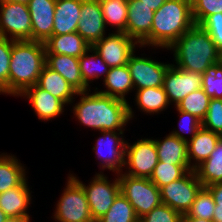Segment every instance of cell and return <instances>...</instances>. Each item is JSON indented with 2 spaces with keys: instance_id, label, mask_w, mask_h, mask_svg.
Masks as SVG:
<instances>
[{
  "instance_id": "1",
  "label": "cell",
  "mask_w": 222,
  "mask_h": 222,
  "mask_svg": "<svg viewBox=\"0 0 222 222\" xmlns=\"http://www.w3.org/2000/svg\"><path fill=\"white\" fill-rule=\"evenodd\" d=\"M79 101L71 102L72 112L81 125L101 131H125L126 125L135 117L128 101L103 95L94 89L78 92Z\"/></svg>"
},
{
  "instance_id": "2",
  "label": "cell",
  "mask_w": 222,
  "mask_h": 222,
  "mask_svg": "<svg viewBox=\"0 0 222 222\" xmlns=\"http://www.w3.org/2000/svg\"><path fill=\"white\" fill-rule=\"evenodd\" d=\"M167 50L173 51L174 66L185 71L203 74L221 61V52L211 40L208 32L194 24Z\"/></svg>"
},
{
  "instance_id": "3",
  "label": "cell",
  "mask_w": 222,
  "mask_h": 222,
  "mask_svg": "<svg viewBox=\"0 0 222 222\" xmlns=\"http://www.w3.org/2000/svg\"><path fill=\"white\" fill-rule=\"evenodd\" d=\"M194 24L191 0H166L155 11L151 33L139 48L168 49Z\"/></svg>"
},
{
  "instance_id": "4",
  "label": "cell",
  "mask_w": 222,
  "mask_h": 222,
  "mask_svg": "<svg viewBox=\"0 0 222 222\" xmlns=\"http://www.w3.org/2000/svg\"><path fill=\"white\" fill-rule=\"evenodd\" d=\"M8 79V95L19 96L38 82L42 68L46 64V48L43 42L14 41Z\"/></svg>"
},
{
  "instance_id": "5",
  "label": "cell",
  "mask_w": 222,
  "mask_h": 222,
  "mask_svg": "<svg viewBox=\"0 0 222 222\" xmlns=\"http://www.w3.org/2000/svg\"><path fill=\"white\" fill-rule=\"evenodd\" d=\"M51 218L55 222H95L82 185L70 174Z\"/></svg>"
},
{
  "instance_id": "6",
  "label": "cell",
  "mask_w": 222,
  "mask_h": 222,
  "mask_svg": "<svg viewBox=\"0 0 222 222\" xmlns=\"http://www.w3.org/2000/svg\"><path fill=\"white\" fill-rule=\"evenodd\" d=\"M120 192L133 206L138 219L162 203L160 189L149 179L119 173Z\"/></svg>"
},
{
  "instance_id": "7",
  "label": "cell",
  "mask_w": 222,
  "mask_h": 222,
  "mask_svg": "<svg viewBox=\"0 0 222 222\" xmlns=\"http://www.w3.org/2000/svg\"><path fill=\"white\" fill-rule=\"evenodd\" d=\"M71 175L82 185L92 218L96 222L109 210L116 196L120 193L118 174L115 173L117 177L115 176L113 181H109L104 173H96L88 185L78 179L79 177L75 174L72 173Z\"/></svg>"
},
{
  "instance_id": "8",
  "label": "cell",
  "mask_w": 222,
  "mask_h": 222,
  "mask_svg": "<svg viewBox=\"0 0 222 222\" xmlns=\"http://www.w3.org/2000/svg\"><path fill=\"white\" fill-rule=\"evenodd\" d=\"M158 161L154 139L142 138L133 144L126 141L124 156V169L126 171L122 173L150 179Z\"/></svg>"
},
{
  "instance_id": "9",
  "label": "cell",
  "mask_w": 222,
  "mask_h": 222,
  "mask_svg": "<svg viewBox=\"0 0 222 222\" xmlns=\"http://www.w3.org/2000/svg\"><path fill=\"white\" fill-rule=\"evenodd\" d=\"M0 36L15 41H32V22L27 5L0 0Z\"/></svg>"
},
{
  "instance_id": "10",
  "label": "cell",
  "mask_w": 222,
  "mask_h": 222,
  "mask_svg": "<svg viewBox=\"0 0 222 222\" xmlns=\"http://www.w3.org/2000/svg\"><path fill=\"white\" fill-rule=\"evenodd\" d=\"M202 187L195 170H189L180 179L160 188L161 201L182 215L186 214Z\"/></svg>"
},
{
  "instance_id": "11",
  "label": "cell",
  "mask_w": 222,
  "mask_h": 222,
  "mask_svg": "<svg viewBox=\"0 0 222 222\" xmlns=\"http://www.w3.org/2000/svg\"><path fill=\"white\" fill-rule=\"evenodd\" d=\"M100 133L101 137L95 140L96 144L92 148L97 157L96 160L99 161L98 167L102 170L100 173H104L106 169L116 174L122 173L126 147L124 131H101Z\"/></svg>"
},
{
  "instance_id": "12",
  "label": "cell",
  "mask_w": 222,
  "mask_h": 222,
  "mask_svg": "<svg viewBox=\"0 0 222 222\" xmlns=\"http://www.w3.org/2000/svg\"><path fill=\"white\" fill-rule=\"evenodd\" d=\"M103 61L110 67L127 65L130 56L140 45L124 32L109 33L92 45Z\"/></svg>"
},
{
  "instance_id": "13",
  "label": "cell",
  "mask_w": 222,
  "mask_h": 222,
  "mask_svg": "<svg viewBox=\"0 0 222 222\" xmlns=\"http://www.w3.org/2000/svg\"><path fill=\"white\" fill-rule=\"evenodd\" d=\"M142 55L144 54H141V57L136 56L134 52L127 63L134 90L163 86L165 74L171 64L158 62Z\"/></svg>"
},
{
  "instance_id": "14",
  "label": "cell",
  "mask_w": 222,
  "mask_h": 222,
  "mask_svg": "<svg viewBox=\"0 0 222 222\" xmlns=\"http://www.w3.org/2000/svg\"><path fill=\"white\" fill-rule=\"evenodd\" d=\"M163 87L169 103L176 107L188 94L202 88V74L179 69L171 63Z\"/></svg>"
},
{
  "instance_id": "15",
  "label": "cell",
  "mask_w": 222,
  "mask_h": 222,
  "mask_svg": "<svg viewBox=\"0 0 222 222\" xmlns=\"http://www.w3.org/2000/svg\"><path fill=\"white\" fill-rule=\"evenodd\" d=\"M77 33L92 46L106 35V25L99 0H82Z\"/></svg>"
},
{
  "instance_id": "16",
  "label": "cell",
  "mask_w": 222,
  "mask_h": 222,
  "mask_svg": "<svg viewBox=\"0 0 222 222\" xmlns=\"http://www.w3.org/2000/svg\"><path fill=\"white\" fill-rule=\"evenodd\" d=\"M56 0H30L32 41L45 43L53 35Z\"/></svg>"
},
{
  "instance_id": "17",
  "label": "cell",
  "mask_w": 222,
  "mask_h": 222,
  "mask_svg": "<svg viewBox=\"0 0 222 222\" xmlns=\"http://www.w3.org/2000/svg\"><path fill=\"white\" fill-rule=\"evenodd\" d=\"M126 34L139 45L150 35L155 12L141 0H128Z\"/></svg>"
},
{
  "instance_id": "18",
  "label": "cell",
  "mask_w": 222,
  "mask_h": 222,
  "mask_svg": "<svg viewBox=\"0 0 222 222\" xmlns=\"http://www.w3.org/2000/svg\"><path fill=\"white\" fill-rule=\"evenodd\" d=\"M20 97L30 102L35 115L43 122L59 117L66 106L60 99L41 89L37 84L27 88Z\"/></svg>"
},
{
  "instance_id": "19",
  "label": "cell",
  "mask_w": 222,
  "mask_h": 222,
  "mask_svg": "<svg viewBox=\"0 0 222 222\" xmlns=\"http://www.w3.org/2000/svg\"><path fill=\"white\" fill-rule=\"evenodd\" d=\"M82 0H56L53 35L77 32Z\"/></svg>"
},
{
  "instance_id": "20",
  "label": "cell",
  "mask_w": 222,
  "mask_h": 222,
  "mask_svg": "<svg viewBox=\"0 0 222 222\" xmlns=\"http://www.w3.org/2000/svg\"><path fill=\"white\" fill-rule=\"evenodd\" d=\"M27 180L20 186L0 193V208L8 217L31 216L27 210L32 204V191Z\"/></svg>"
},
{
  "instance_id": "21",
  "label": "cell",
  "mask_w": 222,
  "mask_h": 222,
  "mask_svg": "<svg viewBox=\"0 0 222 222\" xmlns=\"http://www.w3.org/2000/svg\"><path fill=\"white\" fill-rule=\"evenodd\" d=\"M46 65L58 72L78 92L90 90L83 82L79 58L60 54H46Z\"/></svg>"
},
{
  "instance_id": "22",
  "label": "cell",
  "mask_w": 222,
  "mask_h": 222,
  "mask_svg": "<svg viewBox=\"0 0 222 222\" xmlns=\"http://www.w3.org/2000/svg\"><path fill=\"white\" fill-rule=\"evenodd\" d=\"M220 138L221 135L201 127L187 142L188 163L192 169L209 158Z\"/></svg>"
},
{
  "instance_id": "23",
  "label": "cell",
  "mask_w": 222,
  "mask_h": 222,
  "mask_svg": "<svg viewBox=\"0 0 222 222\" xmlns=\"http://www.w3.org/2000/svg\"><path fill=\"white\" fill-rule=\"evenodd\" d=\"M37 85L60 99L67 106L76 99L74 96L78 93L58 72L52 70L46 64L42 68Z\"/></svg>"
},
{
  "instance_id": "24",
  "label": "cell",
  "mask_w": 222,
  "mask_h": 222,
  "mask_svg": "<svg viewBox=\"0 0 222 222\" xmlns=\"http://www.w3.org/2000/svg\"><path fill=\"white\" fill-rule=\"evenodd\" d=\"M46 54L80 58L91 46L77 32L51 36L45 43Z\"/></svg>"
},
{
  "instance_id": "25",
  "label": "cell",
  "mask_w": 222,
  "mask_h": 222,
  "mask_svg": "<svg viewBox=\"0 0 222 222\" xmlns=\"http://www.w3.org/2000/svg\"><path fill=\"white\" fill-rule=\"evenodd\" d=\"M106 90L98 91L103 95L112 96L128 101L126 96L129 92L134 91L130 71L127 65L110 68L108 74L102 80Z\"/></svg>"
},
{
  "instance_id": "26",
  "label": "cell",
  "mask_w": 222,
  "mask_h": 222,
  "mask_svg": "<svg viewBox=\"0 0 222 222\" xmlns=\"http://www.w3.org/2000/svg\"><path fill=\"white\" fill-rule=\"evenodd\" d=\"M158 159L173 165H189L187 156V142L169 133L162 140L154 139Z\"/></svg>"
},
{
  "instance_id": "27",
  "label": "cell",
  "mask_w": 222,
  "mask_h": 222,
  "mask_svg": "<svg viewBox=\"0 0 222 222\" xmlns=\"http://www.w3.org/2000/svg\"><path fill=\"white\" fill-rule=\"evenodd\" d=\"M26 167L15 155L0 154V193L20 186L26 179Z\"/></svg>"
},
{
  "instance_id": "28",
  "label": "cell",
  "mask_w": 222,
  "mask_h": 222,
  "mask_svg": "<svg viewBox=\"0 0 222 222\" xmlns=\"http://www.w3.org/2000/svg\"><path fill=\"white\" fill-rule=\"evenodd\" d=\"M135 92L134 100L137 108L147 115L160 114L171 105L163 86L149 87Z\"/></svg>"
},
{
  "instance_id": "29",
  "label": "cell",
  "mask_w": 222,
  "mask_h": 222,
  "mask_svg": "<svg viewBox=\"0 0 222 222\" xmlns=\"http://www.w3.org/2000/svg\"><path fill=\"white\" fill-rule=\"evenodd\" d=\"M194 170L203 187L222 182V138L217 142L209 158Z\"/></svg>"
},
{
  "instance_id": "30",
  "label": "cell",
  "mask_w": 222,
  "mask_h": 222,
  "mask_svg": "<svg viewBox=\"0 0 222 222\" xmlns=\"http://www.w3.org/2000/svg\"><path fill=\"white\" fill-rule=\"evenodd\" d=\"M79 66L83 82L89 89L91 88L89 84L94 80L105 78L110 70L92 46L79 58Z\"/></svg>"
},
{
  "instance_id": "31",
  "label": "cell",
  "mask_w": 222,
  "mask_h": 222,
  "mask_svg": "<svg viewBox=\"0 0 222 222\" xmlns=\"http://www.w3.org/2000/svg\"><path fill=\"white\" fill-rule=\"evenodd\" d=\"M106 27L126 33L128 0H99Z\"/></svg>"
},
{
  "instance_id": "32",
  "label": "cell",
  "mask_w": 222,
  "mask_h": 222,
  "mask_svg": "<svg viewBox=\"0 0 222 222\" xmlns=\"http://www.w3.org/2000/svg\"><path fill=\"white\" fill-rule=\"evenodd\" d=\"M96 222H139L133 206L120 192L109 210Z\"/></svg>"
},
{
  "instance_id": "33",
  "label": "cell",
  "mask_w": 222,
  "mask_h": 222,
  "mask_svg": "<svg viewBox=\"0 0 222 222\" xmlns=\"http://www.w3.org/2000/svg\"><path fill=\"white\" fill-rule=\"evenodd\" d=\"M189 170H192L190 165H173V163L158 161L150 180L160 189L172 181L180 179Z\"/></svg>"
},
{
  "instance_id": "34",
  "label": "cell",
  "mask_w": 222,
  "mask_h": 222,
  "mask_svg": "<svg viewBox=\"0 0 222 222\" xmlns=\"http://www.w3.org/2000/svg\"><path fill=\"white\" fill-rule=\"evenodd\" d=\"M211 98L200 88L188 94L175 108L203 120L207 114Z\"/></svg>"
},
{
  "instance_id": "35",
  "label": "cell",
  "mask_w": 222,
  "mask_h": 222,
  "mask_svg": "<svg viewBox=\"0 0 222 222\" xmlns=\"http://www.w3.org/2000/svg\"><path fill=\"white\" fill-rule=\"evenodd\" d=\"M215 206L211 192L206 187H202L186 215L213 221Z\"/></svg>"
},
{
  "instance_id": "36",
  "label": "cell",
  "mask_w": 222,
  "mask_h": 222,
  "mask_svg": "<svg viewBox=\"0 0 222 222\" xmlns=\"http://www.w3.org/2000/svg\"><path fill=\"white\" fill-rule=\"evenodd\" d=\"M202 89L214 99H222V61L202 74Z\"/></svg>"
},
{
  "instance_id": "37",
  "label": "cell",
  "mask_w": 222,
  "mask_h": 222,
  "mask_svg": "<svg viewBox=\"0 0 222 222\" xmlns=\"http://www.w3.org/2000/svg\"><path fill=\"white\" fill-rule=\"evenodd\" d=\"M14 41L0 36V95H8L9 68Z\"/></svg>"
},
{
  "instance_id": "38",
  "label": "cell",
  "mask_w": 222,
  "mask_h": 222,
  "mask_svg": "<svg viewBox=\"0 0 222 222\" xmlns=\"http://www.w3.org/2000/svg\"><path fill=\"white\" fill-rule=\"evenodd\" d=\"M176 111L179 114L180 120H179V129L173 130L170 133L174 136H177L180 140L188 142L192 139V137L197 133V131L202 127V121L199 120L196 116L180 111L176 108ZM185 134H190V138L188 136H185Z\"/></svg>"
},
{
  "instance_id": "39",
  "label": "cell",
  "mask_w": 222,
  "mask_h": 222,
  "mask_svg": "<svg viewBox=\"0 0 222 222\" xmlns=\"http://www.w3.org/2000/svg\"><path fill=\"white\" fill-rule=\"evenodd\" d=\"M192 16L200 25L209 15L222 13V0H191Z\"/></svg>"
},
{
  "instance_id": "40",
  "label": "cell",
  "mask_w": 222,
  "mask_h": 222,
  "mask_svg": "<svg viewBox=\"0 0 222 222\" xmlns=\"http://www.w3.org/2000/svg\"><path fill=\"white\" fill-rule=\"evenodd\" d=\"M202 127L222 135V99L211 98Z\"/></svg>"
},
{
  "instance_id": "41",
  "label": "cell",
  "mask_w": 222,
  "mask_h": 222,
  "mask_svg": "<svg viewBox=\"0 0 222 222\" xmlns=\"http://www.w3.org/2000/svg\"><path fill=\"white\" fill-rule=\"evenodd\" d=\"M139 222H182V214L170 206L161 203L148 214L141 217Z\"/></svg>"
},
{
  "instance_id": "42",
  "label": "cell",
  "mask_w": 222,
  "mask_h": 222,
  "mask_svg": "<svg viewBox=\"0 0 222 222\" xmlns=\"http://www.w3.org/2000/svg\"><path fill=\"white\" fill-rule=\"evenodd\" d=\"M200 26L208 32L216 48L222 53V13L209 15Z\"/></svg>"
},
{
  "instance_id": "43",
  "label": "cell",
  "mask_w": 222,
  "mask_h": 222,
  "mask_svg": "<svg viewBox=\"0 0 222 222\" xmlns=\"http://www.w3.org/2000/svg\"><path fill=\"white\" fill-rule=\"evenodd\" d=\"M206 188L211 192L215 204L222 207V182L211 184Z\"/></svg>"
},
{
  "instance_id": "44",
  "label": "cell",
  "mask_w": 222,
  "mask_h": 222,
  "mask_svg": "<svg viewBox=\"0 0 222 222\" xmlns=\"http://www.w3.org/2000/svg\"><path fill=\"white\" fill-rule=\"evenodd\" d=\"M143 4L150 7L154 12L157 11L166 0H141Z\"/></svg>"
},
{
  "instance_id": "45",
  "label": "cell",
  "mask_w": 222,
  "mask_h": 222,
  "mask_svg": "<svg viewBox=\"0 0 222 222\" xmlns=\"http://www.w3.org/2000/svg\"><path fill=\"white\" fill-rule=\"evenodd\" d=\"M30 216L8 217L5 222H31Z\"/></svg>"
},
{
  "instance_id": "46",
  "label": "cell",
  "mask_w": 222,
  "mask_h": 222,
  "mask_svg": "<svg viewBox=\"0 0 222 222\" xmlns=\"http://www.w3.org/2000/svg\"><path fill=\"white\" fill-rule=\"evenodd\" d=\"M182 222H213L202 218L189 217L186 214L182 215Z\"/></svg>"
},
{
  "instance_id": "47",
  "label": "cell",
  "mask_w": 222,
  "mask_h": 222,
  "mask_svg": "<svg viewBox=\"0 0 222 222\" xmlns=\"http://www.w3.org/2000/svg\"><path fill=\"white\" fill-rule=\"evenodd\" d=\"M213 222H222V207H219V205L214 208Z\"/></svg>"
},
{
  "instance_id": "48",
  "label": "cell",
  "mask_w": 222,
  "mask_h": 222,
  "mask_svg": "<svg viewBox=\"0 0 222 222\" xmlns=\"http://www.w3.org/2000/svg\"><path fill=\"white\" fill-rule=\"evenodd\" d=\"M4 1L21 3V4H24V5H28V3L30 2V0H4Z\"/></svg>"
},
{
  "instance_id": "49",
  "label": "cell",
  "mask_w": 222,
  "mask_h": 222,
  "mask_svg": "<svg viewBox=\"0 0 222 222\" xmlns=\"http://www.w3.org/2000/svg\"><path fill=\"white\" fill-rule=\"evenodd\" d=\"M8 218V216L3 212V210L0 208V222H5V220Z\"/></svg>"
}]
</instances>
